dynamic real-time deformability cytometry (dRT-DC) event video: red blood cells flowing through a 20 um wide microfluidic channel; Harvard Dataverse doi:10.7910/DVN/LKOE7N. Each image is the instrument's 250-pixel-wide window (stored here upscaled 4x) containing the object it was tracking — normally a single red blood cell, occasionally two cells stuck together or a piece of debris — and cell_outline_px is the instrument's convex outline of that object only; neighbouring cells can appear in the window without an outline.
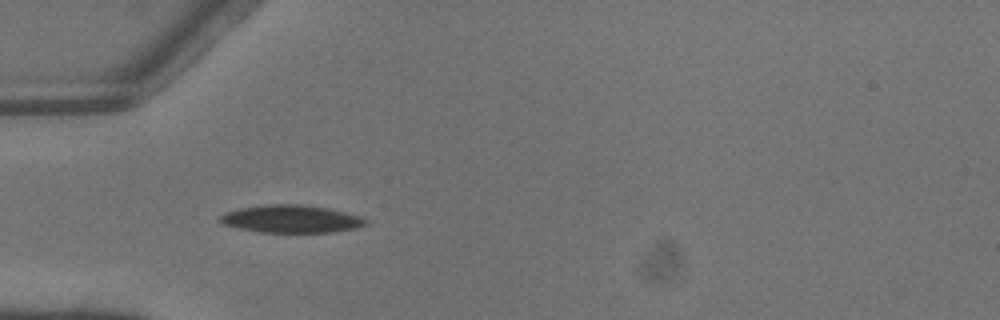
{"species": "common noctule bat (a hibernating species)", "species_latin": "Nyctalus noctula", "temperature_condition": "warm", "stored_images_in_passage": 5, "camera_frame_rate_fps": 3000, "um_per_image_px": 0.085, "animal": {"sex": "male", "body_mass_g": 13.3}, "frame": {"image": 1, "passage_image": 4, "time_ms": 1.0, "image_size_px": [1000, 320], "cell_outline_px": [[368, 224], [356, 228], [332, 232], [260, 232], [240, 228], [224, 224], [220, 220], [220, 216], [224, 212], [240, 208], [268, 204], [300, 204], [328, 208], [360, 216], [368, 220]], "centroid_in_image_um": [24.78, 18.6], "position_along_channel_um": 60.2, "area_um2": 23.35}}
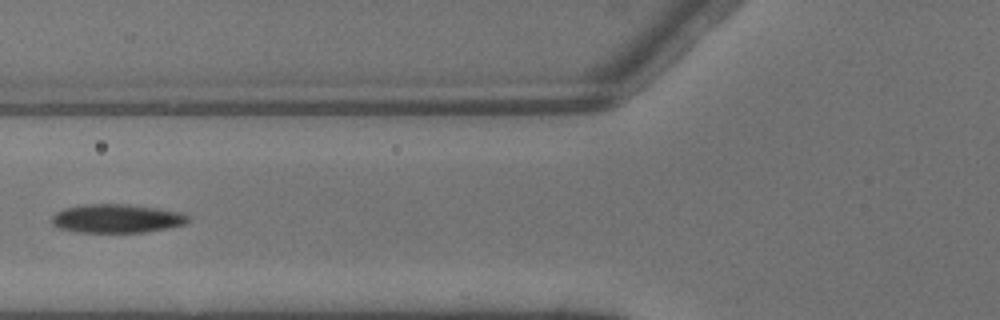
{"frame": {"image": 2, "passage_image": 5, "time_ms": 1.333, "image_size_px": [1000, 320], "cell_outline_px": [[188, 220], [184, 224], [168, 228], [144, 232], [76, 232], [60, 228], [52, 224], [52, 216], [56, 212], [64, 208], [88, 204], [128, 204], [184, 212], [188, 216]], "centroid_in_image_um": [9.93, 18.57], "position_along_channel_um": 115.9, "area_um2": 22.72}}